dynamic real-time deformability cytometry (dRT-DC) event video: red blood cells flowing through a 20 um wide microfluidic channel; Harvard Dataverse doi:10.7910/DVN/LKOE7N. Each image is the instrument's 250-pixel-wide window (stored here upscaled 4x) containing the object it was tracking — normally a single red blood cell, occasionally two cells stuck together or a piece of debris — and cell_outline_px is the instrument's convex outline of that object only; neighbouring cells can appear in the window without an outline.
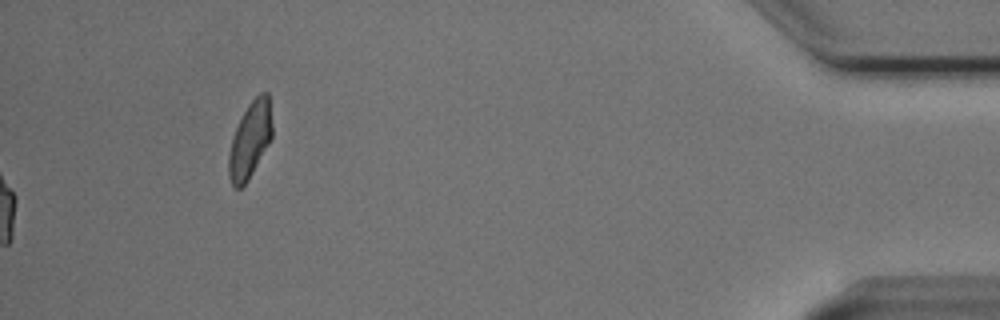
{"species": "Egyptian fruit bat (a non-hibernating species)", "species_latin": "Rousettus aegyptiacus", "temperature_condition": "cold", "stored_images_in_passage": 47, "camera_frame_rate_fps": 3000, "um_per_image_px": 0.085, "animal": {"sex": "male"}, "frame": {"image": 1, "passage_image": 47, "time_ms": 15.333, "image_size_px": [1000, 320], "cell_outline_px": [[272, 136], [268, 144], [248, 180], [240, 188], [236, 188], [232, 184], [228, 176], [228, 152], [232, 136], [248, 104], [260, 92], [268, 92], [272, 124]], "centroid_in_image_um": [21.24, 11.89], "position_along_channel_um": 414.0, "area_um2": 19.13}, "authors_computed_cell_mechanics": {"area_um2": 22.542, "velocity_mm_per_s": 3.7482, "shape_relaxation_time_tau1_ms": 4.4533, "shape_relaxation_time_tau2_ms": 0.6783, "deformation_change_tau1": 0.1417, "deformation_change_tau2": 0.0464}}